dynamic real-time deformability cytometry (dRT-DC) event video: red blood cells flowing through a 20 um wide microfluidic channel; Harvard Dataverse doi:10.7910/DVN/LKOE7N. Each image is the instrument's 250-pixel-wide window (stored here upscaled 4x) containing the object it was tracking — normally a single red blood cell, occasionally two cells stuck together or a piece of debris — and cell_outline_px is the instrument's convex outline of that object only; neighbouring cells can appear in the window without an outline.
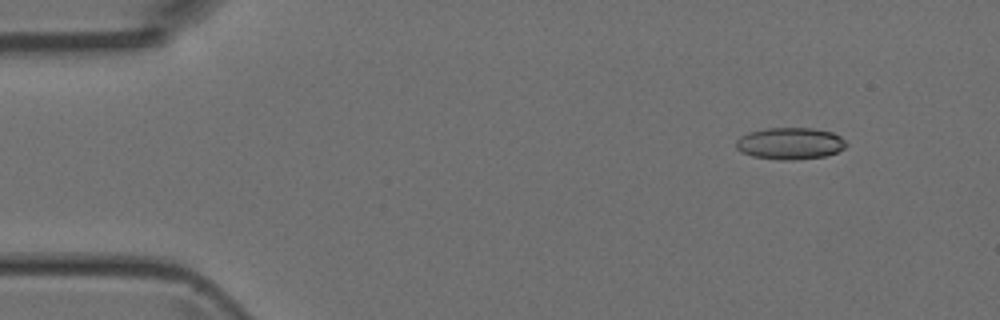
{"species": "Egyptian fruit bat (a non-hibernating species)", "species_latin": "Rousettus aegyptiacus", "temperature_condition": "room temperature", "stored_images_in_passage": 14, "camera_frame_rate_fps": 3000, "um_per_image_px": 0.085, "animal": {"sex": "female"}, "frame": {"image": 1, "passage_image": 1, "time_ms": 0.0, "image_size_px": [1000, 320], "cell_outline_px": [[848, 144], [844, 148], [836, 152], [824, 156], [792, 160], [780, 160], [752, 156], [740, 152], [736, 148], [736, 140], [740, 136], [752, 132], [768, 128], [812, 128], [832, 132], [840, 136]], "centroid_in_image_um": [67.15, 12.2], "position_along_channel_um": 17.9, "area_um2": 20.35}}
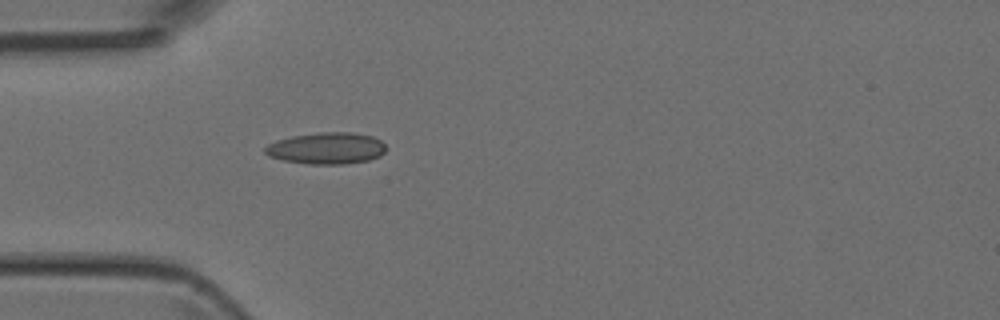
{"frame": {"image": 2, "passage_image": 10, "time_ms": 3.0, "image_size_px": [1000, 320], "cell_outline_px": [[388, 148], [380, 156], [368, 160], [344, 164], [308, 164], [284, 160], [268, 156], [264, 152], [264, 148], [268, 144], [276, 140], [292, 136], [320, 132], [352, 132], [372, 136], [380, 140]], "centroid_in_image_um": [27.76, 12.6], "position_along_channel_um": 57.2, "area_um2": 22.37}}
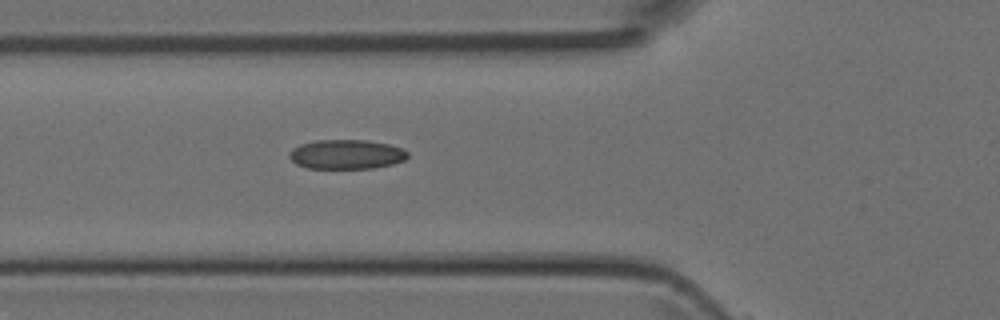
{"frame": {"image": 3, "passage_image": 13, "time_ms": 4.0, "image_size_px": [1000, 320], "cell_outline_px": [[408, 156], [404, 160], [392, 164], [372, 168], [308, 168], [296, 164], [288, 156], [288, 152], [292, 148], [300, 144], [316, 140], [364, 140], [388, 144], [400, 148], [408, 152]], "centroid_in_image_um": [29.4, 13.11], "position_along_channel_um": 96.4, "area_um2": 20.23}}